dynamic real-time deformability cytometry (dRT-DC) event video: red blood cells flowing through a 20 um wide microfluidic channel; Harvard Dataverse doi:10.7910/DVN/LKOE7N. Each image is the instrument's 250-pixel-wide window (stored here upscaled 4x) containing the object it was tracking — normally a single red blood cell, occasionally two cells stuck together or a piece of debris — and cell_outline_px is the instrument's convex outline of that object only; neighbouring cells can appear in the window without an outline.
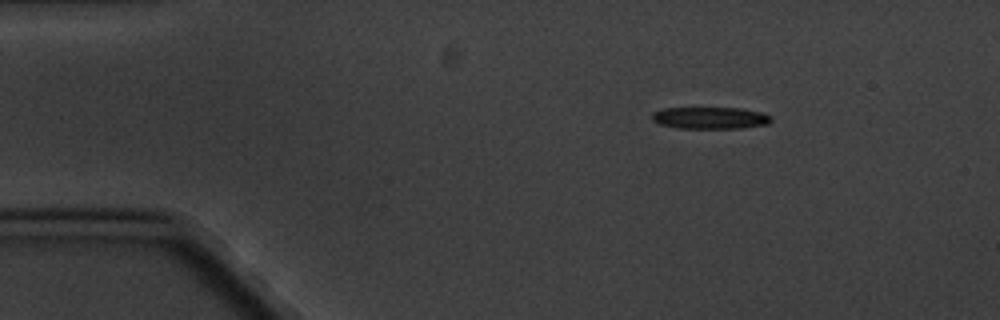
{"species": "common noctule bat (a hibernating species)", "species_latin": "Nyctalus noctula", "temperature_condition": "cold", "stored_images_in_passage": 8, "camera_frame_rate_fps": 3000, "um_per_image_px": 0.085, "animal": {"sex": "male", "body_mass_g": 20.1, "forearm_length_mm": 53.5}, "frame": {"image": 1, "passage_image": 1, "time_ms": 0.0, "image_size_px": [1000, 320], "cell_outline_px": [[772, 120], [768, 124], [744, 128], [676, 128], [656, 124], [652, 120], [652, 112], [664, 108], [740, 108], [760, 112], [768, 116]], "centroid_in_image_um": [60.3, 10.03], "position_along_channel_um": 24.7, "area_um2": 15.26}}
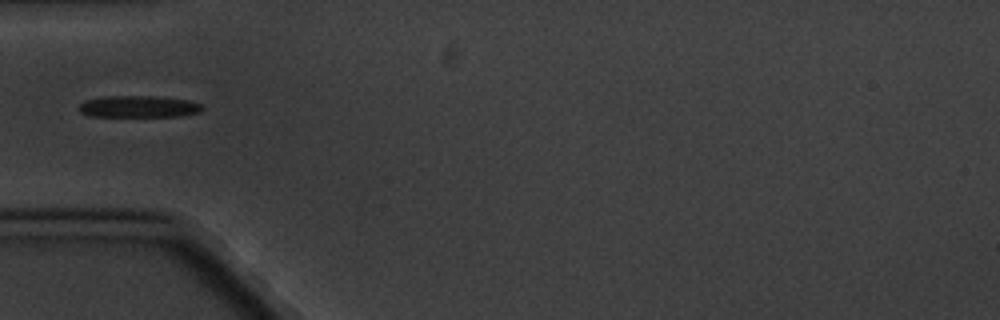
{"frame": {"image": 2, "passage_image": 4, "time_ms": 3.333, "image_size_px": [1000, 320], "cell_outline_px": [[204, 108], [200, 112], [184, 116], [88, 116], [80, 112], [80, 104], [84, 100], [104, 96], [152, 96], [188, 100], [200, 104]], "centroid_in_image_um": [11.78, 9.06], "position_along_channel_um": 73.2, "area_um2": 15.61}}